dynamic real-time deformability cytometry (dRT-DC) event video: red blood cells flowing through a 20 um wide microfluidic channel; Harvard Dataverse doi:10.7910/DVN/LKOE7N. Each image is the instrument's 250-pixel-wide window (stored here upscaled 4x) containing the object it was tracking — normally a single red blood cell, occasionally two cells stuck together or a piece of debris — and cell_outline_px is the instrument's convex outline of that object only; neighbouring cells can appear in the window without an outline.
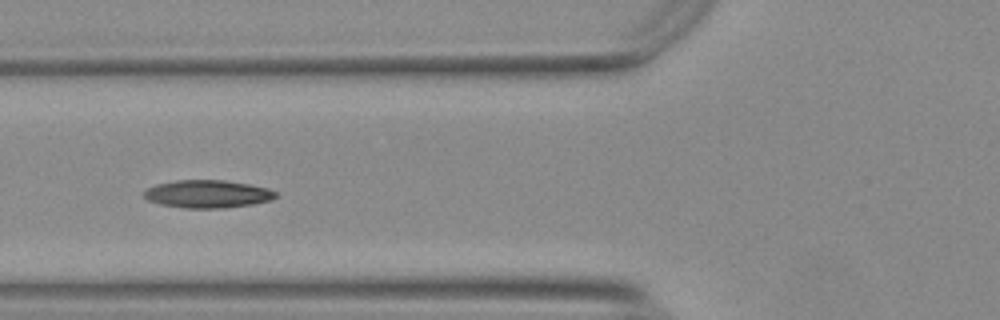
{"species": "Egyptian fruit bat (a non-hibernating species)", "species_latin": "Rousettus aegyptiacus", "temperature_condition": "warm", "stored_images_in_passage": 20, "camera_frame_rate_fps": 3000, "um_per_image_px": 0.085, "animal": {"sex": "female"}, "frame": {"image": 1, "passage_image": 6, "time_ms": 1.667, "image_size_px": [1000, 320], "cell_outline_px": [[276, 196], [272, 200], [252, 204], [224, 208], [184, 208], [160, 204], [148, 200], [144, 196], [144, 192], [148, 188], [156, 184], [176, 180], [224, 180], [248, 184], [268, 188], [276, 192]], "centroid_in_image_um": [17.64, 16.49], "position_along_channel_um": 108.2, "area_um2": 21.27}}
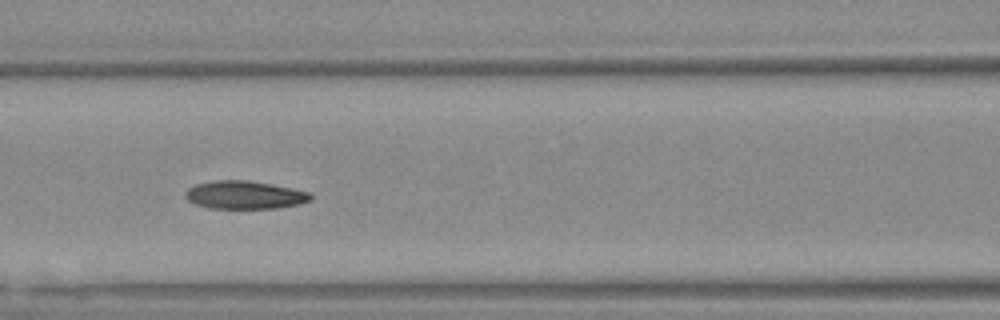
{"frame": {"image": 2, "passage_image": 9, "time_ms": 2.667, "image_size_px": [1000, 320], "cell_outline_px": [[312, 200], [300, 204], [276, 208], [208, 208], [196, 204], [188, 200], [184, 196], [184, 192], [188, 188], [196, 184], [212, 180], [248, 180], [272, 184], [308, 192], [312, 196]], "centroid_in_image_um": [20.77, 16.56], "position_along_channel_um": 145.8, "area_um2": 20.52}}
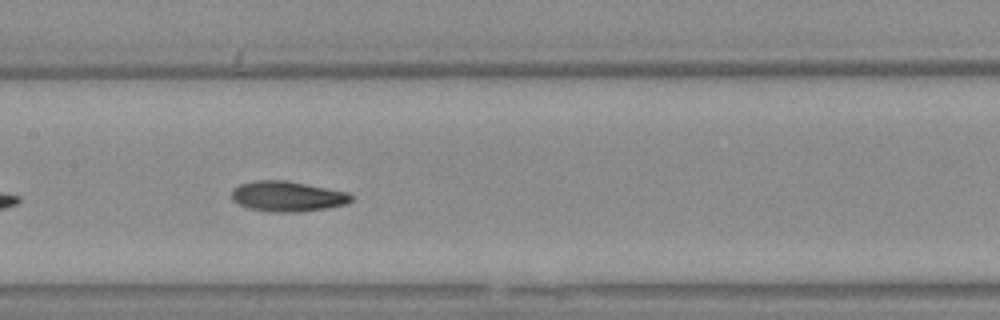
{"frame": {"image": 3, "passage_image": 12, "time_ms": 3.667, "image_size_px": [1000, 320], "cell_outline_px": [[352, 200], [348, 204], [328, 208], [300, 212], [268, 212], [248, 208], [232, 200], [232, 188], [240, 184], [256, 180], [284, 180], [348, 192], [352, 196]], "centroid_in_image_um": [24.43, 16.7], "position_along_channel_um": 183.0, "area_um2": 21.21}}